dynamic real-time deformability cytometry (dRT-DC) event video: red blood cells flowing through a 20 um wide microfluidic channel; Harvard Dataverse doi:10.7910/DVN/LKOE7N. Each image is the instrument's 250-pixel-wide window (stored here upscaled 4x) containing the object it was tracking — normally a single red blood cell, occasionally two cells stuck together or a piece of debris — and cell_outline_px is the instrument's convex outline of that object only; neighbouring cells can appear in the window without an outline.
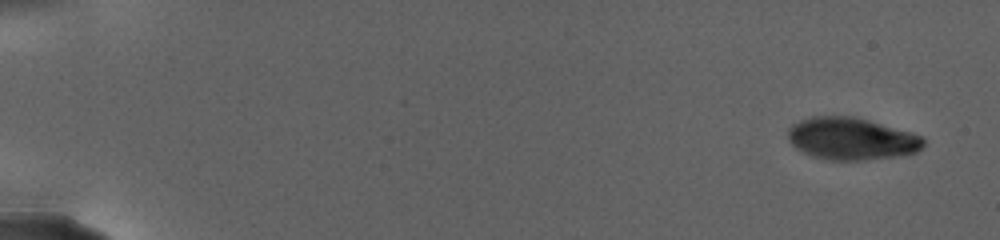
{"species": "human", "species_latin": "Homo sapiens", "temperature_condition": "warm", "stored_images_in_passage": 24, "camera_frame_rate_fps": 3000, "um_per_image_px": 0.085, "donor": {"sex": "female"}, "frame": {"image": 1, "passage_image": 1, "time_ms": 0.0, "image_size_px": [1000, 240], "cell_outline_px": [[924, 144], [916, 152], [896, 156], [864, 160], [832, 160], [812, 156], [796, 148], [792, 144], [788, 136], [788, 128], [792, 124], [800, 120], [812, 116], [852, 116], [868, 120], [912, 132], [924, 136]], "centroid_in_image_um": [72.37, 11.78], "position_along_channel_um": 12.6, "area_um2": 33.23}}
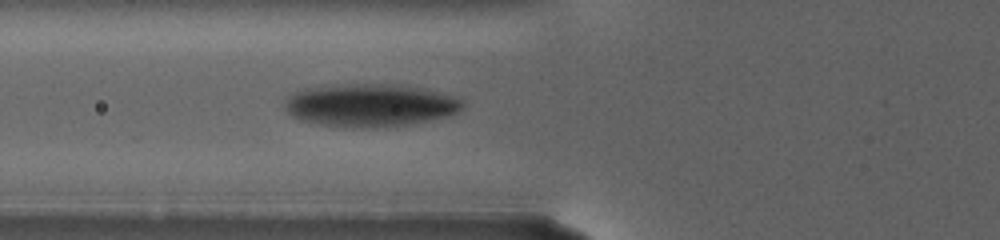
{"frame": {"image": 2, "passage_image": 21, "time_ms": 10.333, "image_size_px": [1000, 240], "cell_outline_px": [[464, 108], [456, 112], [444, 116], [404, 124], [376, 128], [340, 128], [320, 124], [304, 120], [292, 116], [284, 108], [284, 104], [288, 96], [292, 92], [324, 84], [380, 84], [416, 88], [452, 96], [460, 100], [464, 104]], "centroid_in_image_um": [31.33, 8.95], "position_along_channel_um": 94.5, "area_um2": 43.87}}
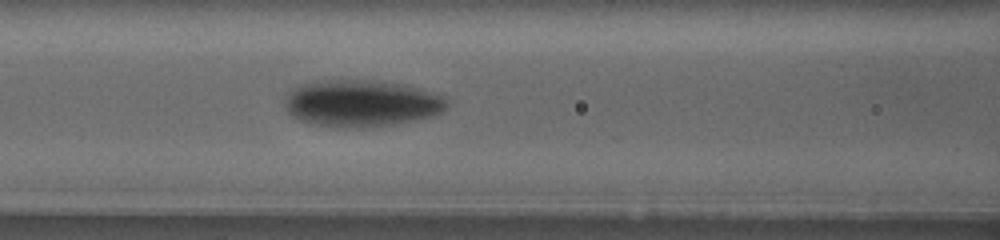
{"frame": {"image": 3, "passage_image": 24, "time_ms": 12.0, "image_size_px": [1000, 240], "cell_outline_px": [[448, 104], [440, 112], [432, 116], [416, 120], [392, 124], [356, 128], [332, 128], [300, 120], [292, 116], [288, 112], [284, 104], [284, 100], [288, 92], [292, 88], [316, 80], [376, 80], [404, 84], [420, 88], [444, 96], [448, 100]], "centroid_in_image_um": [30.7, 8.77], "position_along_channel_um": 135.9, "area_um2": 44.56}}